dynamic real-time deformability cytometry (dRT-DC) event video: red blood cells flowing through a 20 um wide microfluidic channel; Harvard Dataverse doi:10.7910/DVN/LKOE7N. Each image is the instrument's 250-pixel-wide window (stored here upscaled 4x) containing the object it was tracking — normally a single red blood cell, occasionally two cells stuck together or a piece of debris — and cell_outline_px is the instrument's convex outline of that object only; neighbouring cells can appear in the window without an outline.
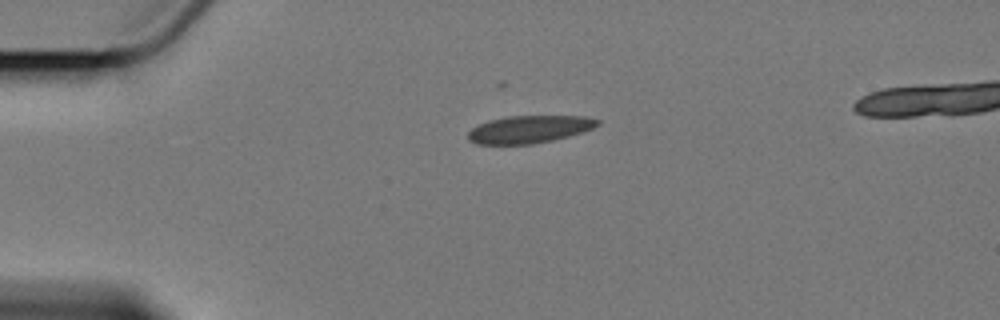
{"species": "Egyptian fruit bat (a non-hibernating species)", "species_latin": "Rousettus aegyptiacus", "temperature_condition": "cold", "stored_images_in_passage": 3, "camera_frame_rate_fps": 3000, "um_per_image_px": 0.085, "animal": {"sex": "female"}, "frame": {"image": 1, "passage_image": 1, "time_ms": 0.0, "image_size_px": [1000, 320], "cell_outline_px": [[600, 124], [592, 128], [568, 136], [552, 140], [528, 144], [476, 144], [468, 140], [468, 132], [476, 124], [488, 120], [508, 116], [584, 116], [600, 120]], "centroid_in_image_um": [44.94, 10.98], "position_along_channel_um": 40.1, "area_um2": 20.69}}